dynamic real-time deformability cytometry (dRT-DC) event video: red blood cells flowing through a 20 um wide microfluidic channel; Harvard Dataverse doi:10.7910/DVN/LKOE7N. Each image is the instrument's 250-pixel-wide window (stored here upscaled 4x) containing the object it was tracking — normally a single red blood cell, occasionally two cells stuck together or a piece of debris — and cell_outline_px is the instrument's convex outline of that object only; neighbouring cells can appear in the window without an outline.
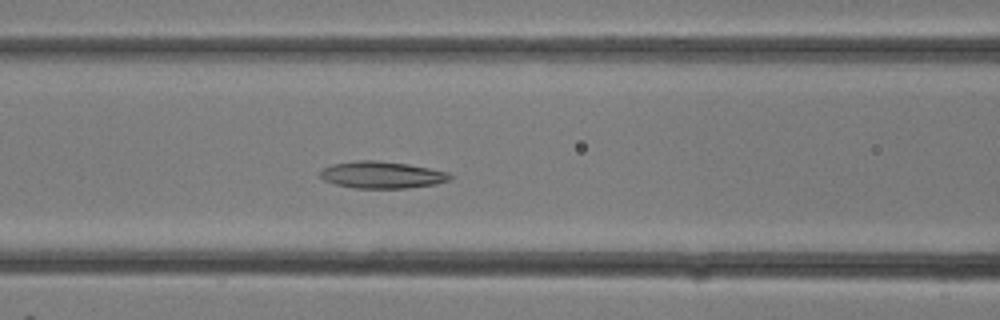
{"species": "common noctule bat (a hibernating species)", "species_latin": "Nyctalus noctula", "temperature_condition": "room temperature", "stored_images_in_passage": 19, "camera_frame_rate_fps": 3000, "um_per_image_px": 0.085, "animal": {"sex": "female"}, "frame": {"image": 1, "passage_image": 12, "time_ms": 3.667, "image_size_px": [1000, 320], "cell_outline_px": [[452, 176], [448, 180], [436, 184], [408, 188], [356, 188], [336, 184], [324, 180], [320, 176], [320, 172], [324, 168], [332, 164], [356, 160], [376, 160], [408, 164], [448, 172]], "centroid_in_image_um": [32.45, 14.86], "position_along_channel_um": 134.1, "area_um2": 20.23}}
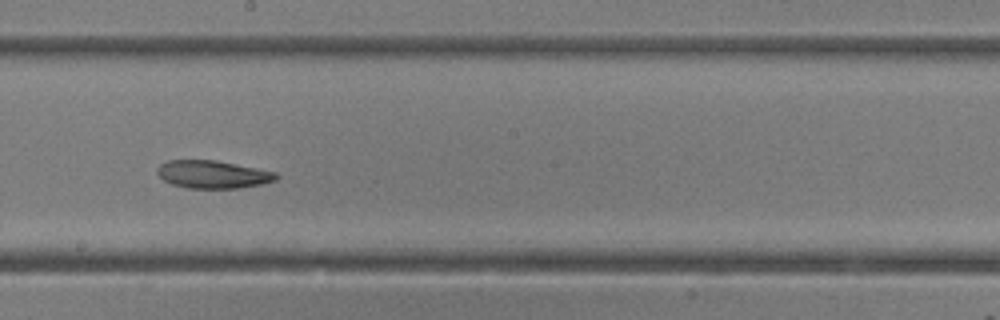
{"frame": {"image": 2, "passage_image": 16, "time_ms": 5.0, "image_size_px": [1000, 320], "cell_outline_px": [[280, 176], [276, 180], [264, 184], [240, 188], [188, 188], [172, 184], [164, 180], [156, 172], [156, 168], [160, 164], [168, 160], [216, 160], [276, 172]], "centroid_in_image_um": [18.1, 14.82], "position_along_channel_um": 230.1, "area_um2": 19.36}}
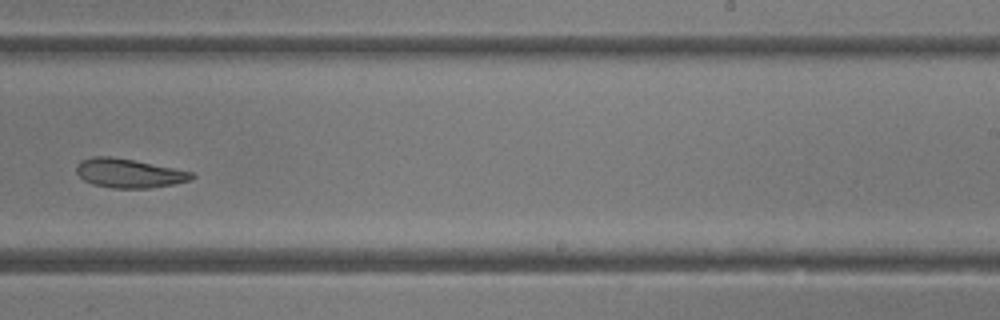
{"frame": {"image": 3, "passage_image": 18, "time_ms": 5.667, "image_size_px": [1000, 320], "cell_outline_px": [[196, 176], [188, 180], [172, 184], [148, 188], [112, 188], [92, 184], [84, 180], [76, 172], [76, 164], [80, 160], [92, 156], [108, 156], [132, 160], [192, 172]], "centroid_in_image_um": [10.89, 14.72], "position_along_channel_um": 278.1, "area_um2": 19.25}}